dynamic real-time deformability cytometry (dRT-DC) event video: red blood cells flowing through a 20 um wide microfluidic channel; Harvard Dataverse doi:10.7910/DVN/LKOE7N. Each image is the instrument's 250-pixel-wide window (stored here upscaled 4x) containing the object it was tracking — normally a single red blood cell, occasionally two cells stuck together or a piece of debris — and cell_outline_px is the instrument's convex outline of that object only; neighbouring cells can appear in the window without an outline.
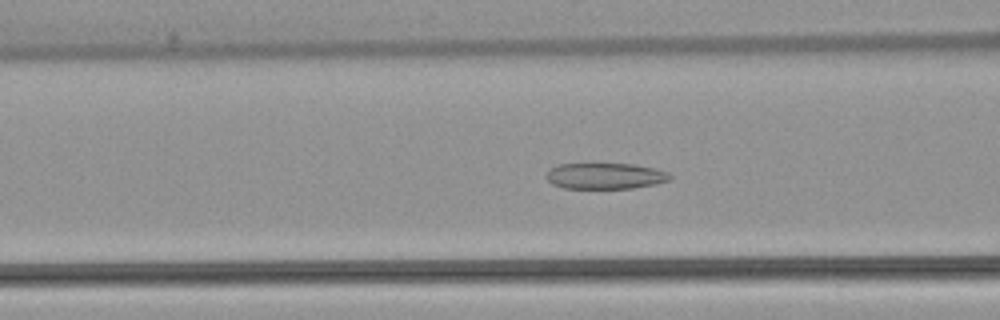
{"species": "common noctule bat (a hibernating species)", "species_latin": "Nyctalus noctula", "temperature_condition": "warm", "stored_images_in_passage": 53, "camera_frame_rate_fps": 3000, "um_per_image_px": 0.085, "animal": {"sex": "female", "body_mass_g": 22.7, "forearm_length_mm": 54.2}, "frame": {"image": 1, "passage_image": 21, "time_ms": 6.667, "image_size_px": [1000, 320], "cell_outline_px": [[672, 176], [668, 180], [656, 184], [632, 188], [564, 188], [552, 184], [544, 176], [556, 164], [636, 164], [656, 168], [668, 172]], "centroid_in_image_um": [51.45, 14.95], "position_along_channel_um": 115.1, "area_um2": 18.79}}
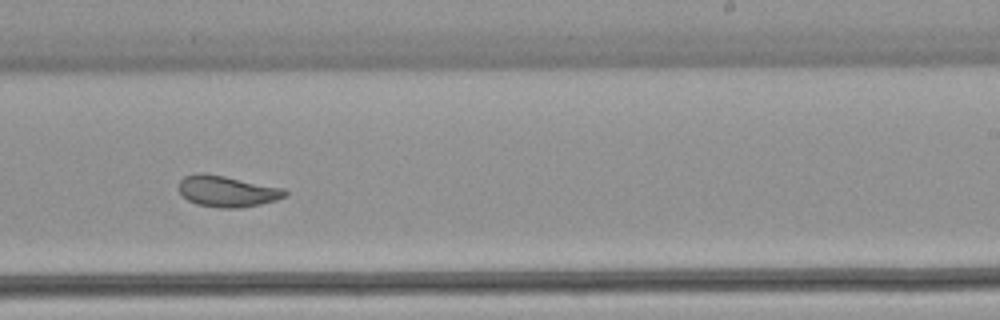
{"frame": {"image": 2, "passage_image": 33, "time_ms": 10.667, "image_size_px": [1000, 320], "cell_outline_px": [[288, 196], [276, 200], [260, 204], [240, 208], [220, 208], [196, 204], [188, 200], [176, 188], [180, 180], [184, 176], [196, 172], [204, 172], [284, 188], [288, 192]], "centroid_in_image_um": [19.28, 16.25], "position_along_channel_um": 269.7, "area_um2": 19.54}}
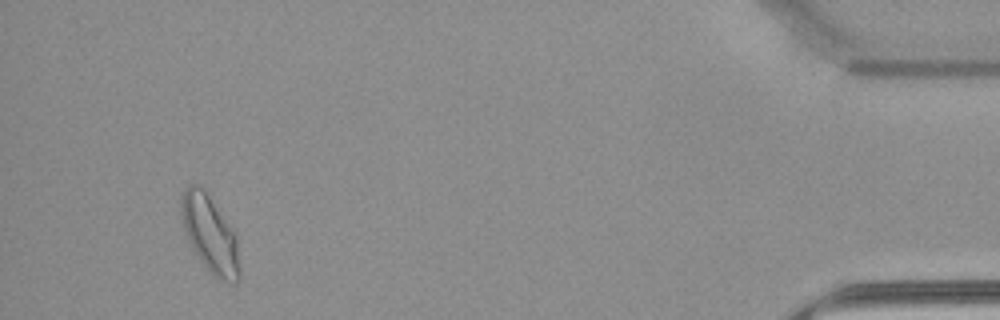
{"frame": {"image": 3, "passage_image": 50, "time_ms": 16.333, "image_size_px": [1000, 320], "cell_outline_px": [[240, 280], [236, 284], [224, 280], [216, 276], [200, 260], [192, 248], [188, 240], [180, 220], [180, 196], [184, 188], [188, 184], [200, 184], [204, 188], [236, 236], [240, 268]], "centroid_in_image_um": [17.81, 19.85], "position_along_channel_um": 417.4, "area_um2": 26.13}, "authors_computed_cell_mechanics": {"area_um2": 21.5016, "velocity_mm_per_s": 3.8659, "shape_relaxation_time_tau1_ms": null, "shape_relaxation_time_tau2_ms": 1.7285, "deformation_change_tau1": null, "deformation_change_tau2": 0.0735}}